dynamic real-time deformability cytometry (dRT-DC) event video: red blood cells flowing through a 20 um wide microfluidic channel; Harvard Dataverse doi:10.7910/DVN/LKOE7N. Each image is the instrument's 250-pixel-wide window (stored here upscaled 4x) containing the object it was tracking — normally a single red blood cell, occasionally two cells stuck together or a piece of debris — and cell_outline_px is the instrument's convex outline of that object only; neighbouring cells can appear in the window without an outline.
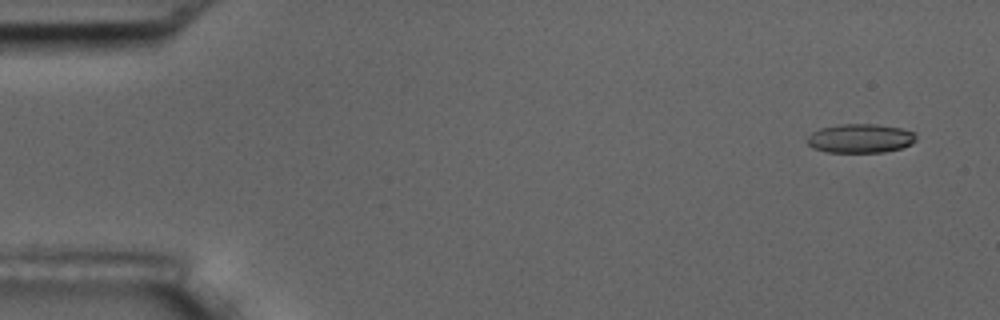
{"species": "common noctule bat (a hibernating species)", "species_latin": "Nyctalus noctula", "temperature_condition": "room temperature", "stored_images_in_passage": 4, "camera_frame_rate_fps": 3000, "um_per_image_px": 0.085, "animal": {"sex": "male", "body_mass_g": 17.5, "forearm_length_mm": 52.3}, "frame": {"image": 1, "passage_image": 1, "time_ms": 0.0, "image_size_px": [1000, 320], "cell_outline_px": [[916, 140], [912, 144], [900, 148], [884, 152], [824, 152], [812, 148], [804, 140], [812, 132], [820, 128], [836, 124], [876, 124], [900, 128], [916, 132]], "centroid_in_image_um": [73.09, 11.76], "position_along_channel_um": 11.9, "area_um2": 18.67}}
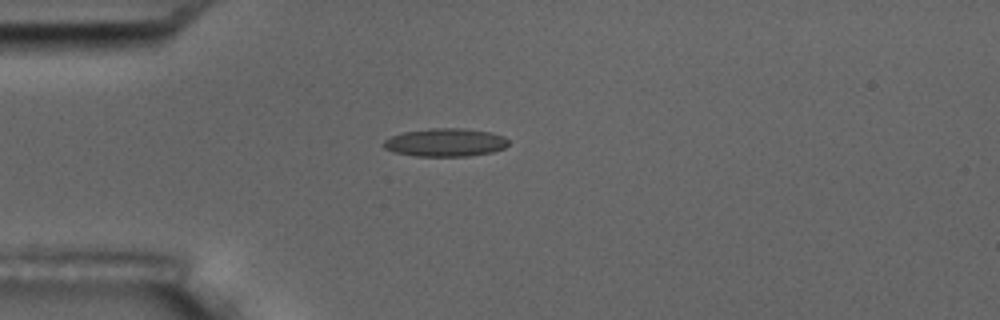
{"frame": {"image": 2, "passage_image": 4, "time_ms": 4.0, "image_size_px": [1000, 320], "cell_outline_px": [[508, 144], [504, 148], [492, 152], [468, 156], [416, 156], [392, 152], [384, 148], [384, 140], [392, 136], [404, 132], [432, 128], [460, 128], [492, 132], [504, 136], [508, 140]], "centroid_in_image_um": [37.87, 12.11], "position_along_channel_um": 47.1, "area_um2": 20.46}}